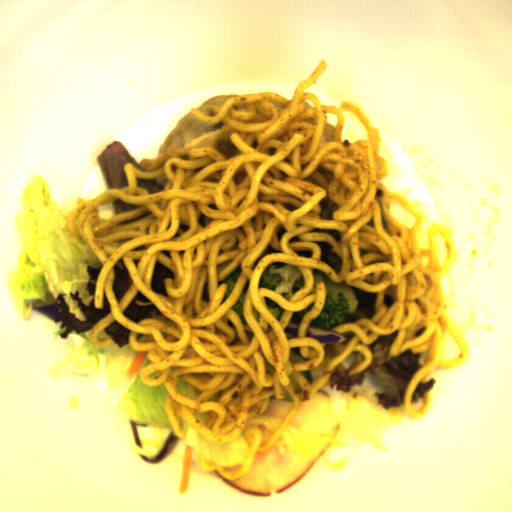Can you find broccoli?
Masks as SVG:
<instances>
[{
	"mask_svg": "<svg viewBox=\"0 0 512 512\" xmlns=\"http://www.w3.org/2000/svg\"><path fill=\"white\" fill-rule=\"evenodd\" d=\"M264 301L272 315L280 322L285 308L266 295Z\"/></svg>",
	"mask_w": 512,
	"mask_h": 512,
	"instance_id": "obj_5",
	"label": "broccoli"
},
{
	"mask_svg": "<svg viewBox=\"0 0 512 512\" xmlns=\"http://www.w3.org/2000/svg\"><path fill=\"white\" fill-rule=\"evenodd\" d=\"M249 285H250V282H246L240 296L238 297V299L235 301V303L231 306L232 309L238 314L241 322L245 325L246 324V319L244 317V314H243V306H244V300L248 294V290H249Z\"/></svg>",
	"mask_w": 512,
	"mask_h": 512,
	"instance_id": "obj_4",
	"label": "broccoli"
},
{
	"mask_svg": "<svg viewBox=\"0 0 512 512\" xmlns=\"http://www.w3.org/2000/svg\"><path fill=\"white\" fill-rule=\"evenodd\" d=\"M313 305H314V302L309 305L308 307H306L305 309L303 310H299V311H294L290 321H295L297 323H300L302 322V319L303 317L305 316V314L310 311L311 309H313Z\"/></svg>",
	"mask_w": 512,
	"mask_h": 512,
	"instance_id": "obj_6",
	"label": "broccoli"
},
{
	"mask_svg": "<svg viewBox=\"0 0 512 512\" xmlns=\"http://www.w3.org/2000/svg\"><path fill=\"white\" fill-rule=\"evenodd\" d=\"M312 272L314 286L309 294H317L318 283L323 282L325 304L310 325L319 328H334L343 324L346 317L355 311L359 303L352 287L345 281L334 282L325 271L314 268Z\"/></svg>",
	"mask_w": 512,
	"mask_h": 512,
	"instance_id": "obj_1",
	"label": "broccoli"
},
{
	"mask_svg": "<svg viewBox=\"0 0 512 512\" xmlns=\"http://www.w3.org/2000/svg\"><path fill=\"white\" fill-rule=\"evenodd\" d=\"M241 271H242V267L240 264L231 274H229L226 278H224L223 280L218 282V287L221 286L222 284H228V290H227L221 304L223 302H225L228 299V297L230 296V294L232 293V291L236 285V282L241 274Z\"/></svg>",
	"mask_w": 512,
	"mask_h": 512,
	"instance_id": "obj_3",
	"label": "broccoli"
},
{
	"mask_svg": "<svg viewBox=\"0 0 512 512\" xmlns=\"http://www.w3.org/2000/svg\"><path fill=\"white\" fill-rule=\"evenodd\" d=\"M305 286V276L297 265L275 260L262 271L258 283V289L277 292L288 302Z\"/></svg>",
	"mask_w": 512,
	"mask_h": 512,
	"instance_id": "obj_2",
	"label": "broccoli"
}]
</instances>
